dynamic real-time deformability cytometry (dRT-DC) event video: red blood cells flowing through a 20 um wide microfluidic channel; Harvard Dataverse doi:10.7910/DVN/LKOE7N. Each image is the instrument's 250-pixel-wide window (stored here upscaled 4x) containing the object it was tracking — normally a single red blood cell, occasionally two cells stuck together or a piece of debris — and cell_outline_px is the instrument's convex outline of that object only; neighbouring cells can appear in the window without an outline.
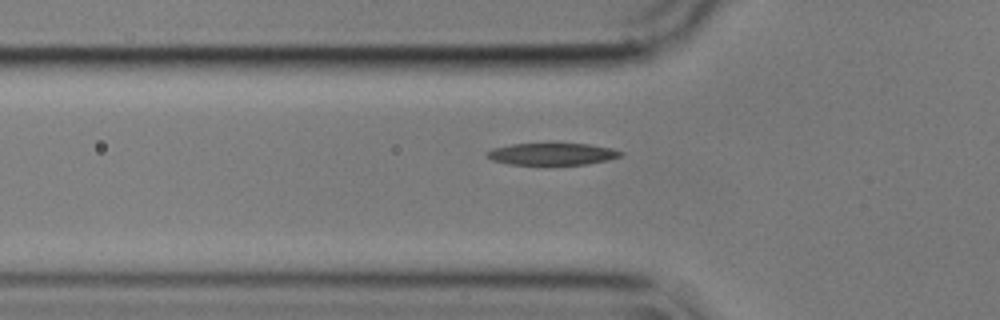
{"species": "common noctule bat (a hibernating species)", "species_latin": "Nyctalus noctula", "temperature_condition": "cold", "stored_images_in_passage": 41, "camera_frame_rate_fps": 3000, "um_per_image_px": 0.085, "animal": {"sex": "male", "body_mass_g": 17.9}, "frame": {"image": 1, "passage_image": 9, "time_ms": 2.667, "image_size_px": [1000, 320], "cell_outline_px": [[624, 152], [620, 156], [608, 160], [588, 164], [508, 164], [492, 160], [488, 156], [488, 152], [492, 148], [512, 144], [588, 144], [612, 148]], "centroid_in_image_um": [46.96, 13.09], "position_along_channel_um": 78.8, "area_um2": 16.82}}
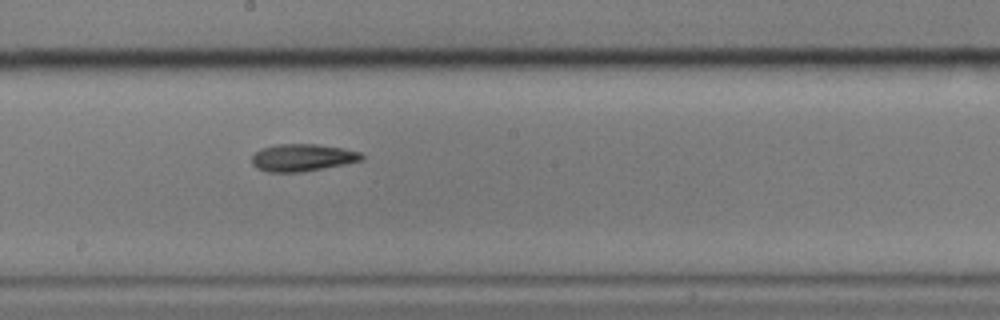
{"frame": {"image": 2, "passage_image": 21, "time_ms": 6.667, "image_size_px": [1000, 320], "cell_outline_px": [[364, 160], [324, 168], [300, 172], [268, 172], [256, 168], [252, 164], [252, 156], [260, 148], [276, 144], [316, 144], [344, 148], [360, 152], [364, 156]], "centroid_in_image_um": [25.7, 13.39], "position_along_channel_um": 222.5, "area_um2": 17.57}}
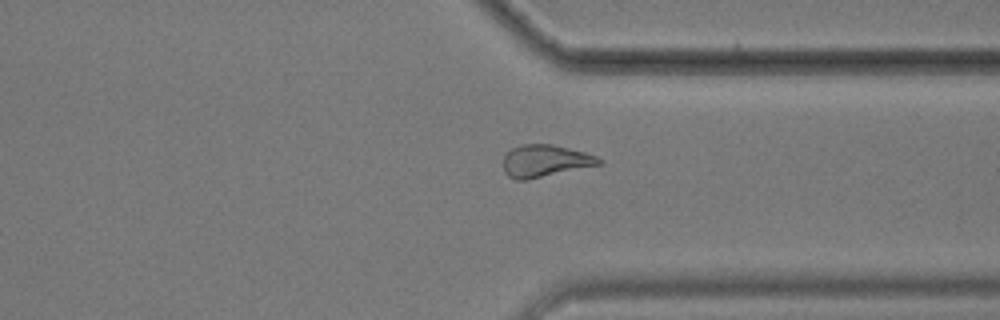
{"frame": {"image": 3, "passage_image": 33, "time_ms": 10.667, "image_size_px": [1000, 320], "cell_outline_px": [[604, 164], [528, 180], [516, 180], [508, 176], [504, 172], [504, 156], [512, 148], [520, 144], [552, 144], [584, 152], [596, 156], [604, 160]], "centroid_in_image_um": [46.36, 13.69], "position_along_channel_um": 365.0, "area_um2": 18.15}}